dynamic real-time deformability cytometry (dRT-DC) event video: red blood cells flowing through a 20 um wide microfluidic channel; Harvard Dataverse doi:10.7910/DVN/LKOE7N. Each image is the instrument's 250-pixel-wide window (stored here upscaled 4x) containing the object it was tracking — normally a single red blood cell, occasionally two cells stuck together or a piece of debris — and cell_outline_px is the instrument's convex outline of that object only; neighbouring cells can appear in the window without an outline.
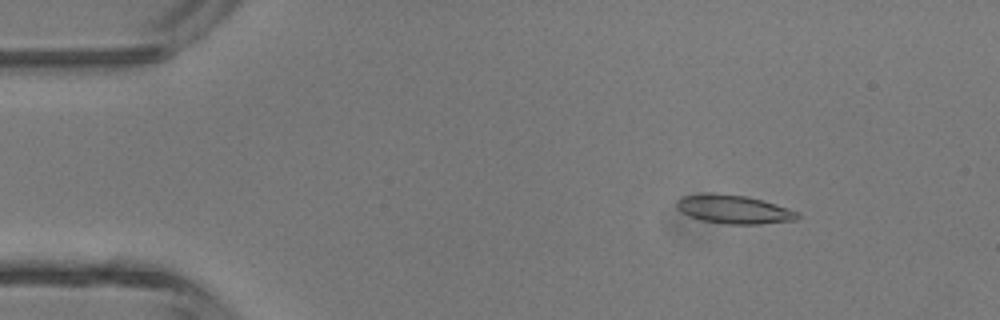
{"species": "common noctule bat (a hibernating species)", "species_latin": "Nyctalus noctula", "temperature_condition": "room temperature", "stored_images_in_passage": 45, "camera_frame_rate_fps": 3000, "um_per_image_px": 0.085, "animal": {"sex": "male", "body_mass_g": 13.3}, "frame": {"image": 1, "passage_image": 6, "time_ms": 1.667, "image_size_px": [1000, 320], "cell_outline_px": [[800, 216], [796, 220], [760, 224], [728, 224], [700, 220], [688, 216], [680, 212], [676, 208], [676, 200], [680, 196], [704, 192], [712, 192], [744, 196], [760, 200], [788, 208], [800, 212]], "centroid_in_image_um": [62.3, 17.78], "position_along_channel_um": 22.7, "area_um2": 20.4}}
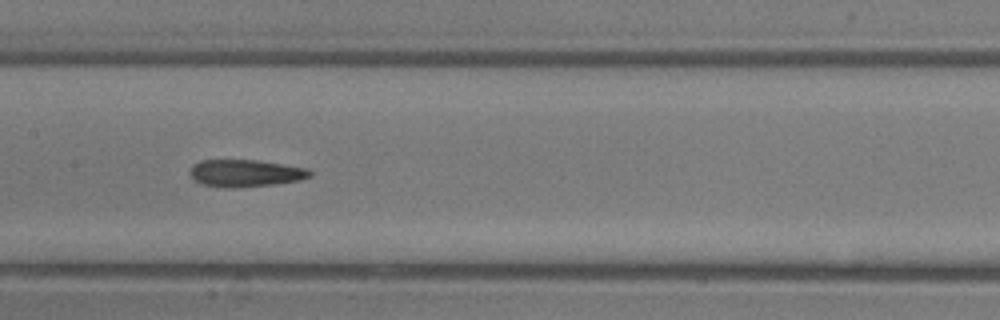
{"frame": {"image": 2, "passage_image": 22, "time_ms": 7.0, "image_size_px": [1000, 320], "cell_outline_px": [[312, 176], [300, 180], [276, 184], [232, 188], [224, 188], [204, 184], [196, 180], [188, 172], [192, 164], [200, 160], [260, 160], [308, 168], [312, 172]], "centroid_in_image_um": [20.88, 14.71], "position_along_channel_um": 186.5, "area_um2": 19.19}}
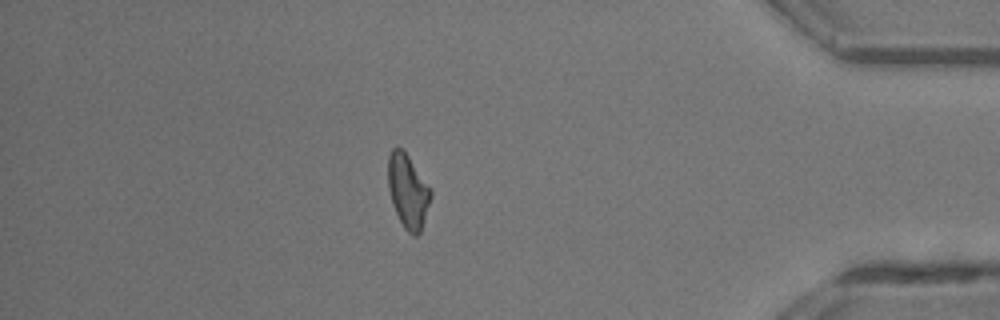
{"frame": {"image": 3, "passage_image": 39, "time_ms": 12.667, "image_size_px": [1000, 320], "cell_outline_px": [[432, 196], [420, 232], [416, 236], [412, 236], [404, 228], [392, 204], [388, 188], [388, 156], [392, 148], [400, 148], [408, 156], [432, 188]], "centroid_in_image_um": [34.68, 16.25], "position_along_channel_um": 400.5, "area_um2": 18.38}, "authors_computed_cell_mechanics": {"area_um2": 19.0162, "velocity_mm_per_s": 4.5228, "shape_relaxation_time_tau1_ms": null, "shape_relaxation_time_tau2_ms": 3.9413, "deformation_change_tau1": null, "deformation_change_tau2": 0.1238}}